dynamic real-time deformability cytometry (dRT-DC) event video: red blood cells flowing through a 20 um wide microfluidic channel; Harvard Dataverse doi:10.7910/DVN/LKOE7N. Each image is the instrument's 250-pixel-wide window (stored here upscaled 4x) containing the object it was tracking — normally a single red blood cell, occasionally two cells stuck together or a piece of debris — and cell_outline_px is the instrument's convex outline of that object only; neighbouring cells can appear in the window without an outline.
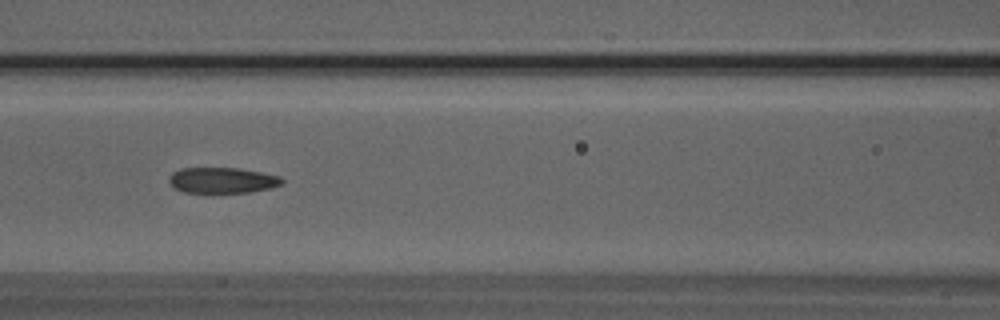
{"species": "Egyptian fruit bat (a non-hibernating species)", "species_latin": "Rousettus aegyptiacus", "temperature_condition": "room temperature", "stored_images_in_passage": 38, "camera_frame_rate_fps": 3000, "um_per_image_px": 0.085, "animal": {"sex": "male"}, "frame": {"image": 1, "passage_image": 9, "time_ms": 2.667, "image_size_px": [1000, 320], "cell_outline_px": [[284, 180], [280, 184], [268, 188], [248, 192], [184, 192], [172, 188], [168, 184], [168, 176], [172, 172], [180, 168], [236, 168], [260, 172], [280, 176]], "centroid_in_image_um": [18.8, 15.32], "position_along_channel_um": 147.8, "area_um2": 16.88}}
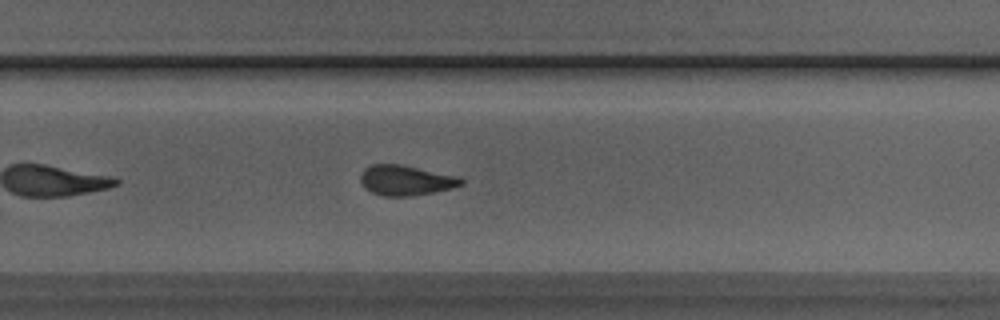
{"frame": {"image": 2, "passage_image": 20, "time_ms": 6.333, "image_size_px": [1000, 320], "cell_outline_px": [[464, 184], [452, 188], [432, 192], [408, 196], [384, 196], [372, 192], [364, 188], [360, 180], [360, 172], [364, 168], [372, 164], [404, 164], [460, 176], [464, 180]], "centroid_in_image_um": [34.5, 15.3], "position_along_channel_um": 295.3, "area_um2": 17.98}}
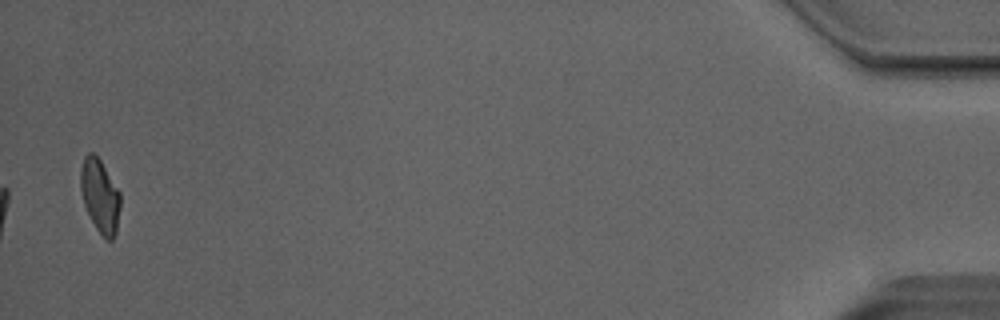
{"frame": {"image": 3, "passage_image": 37, "time_ms": 12.0, "image_size_px": [1000, 320], "cell_outline_px": [[120, 208], [116, 232], [112, 240], [108, 240], [96, 228], [84, 204], [80, 192], [80, 168], [84, 156], [88, 152], [92, 152], [100, 160], [120, 192]], "centroid_in_image_um": [8.48, 16.62], "position_along_channel_um": 426.7, "area_um2": 16.88}, "authors_computed_cell_mechanics": {"area_um2": 18.0047, "velocity_mm_per_s": 4.0349, "shape_relaxation_time_tau1_ms": 5.9235, "shape_relaxation_time_tau2_ms": 2.8479, "deformation_change_tau1": 0.1297, "deformation_change_tau2": 0.0965}}